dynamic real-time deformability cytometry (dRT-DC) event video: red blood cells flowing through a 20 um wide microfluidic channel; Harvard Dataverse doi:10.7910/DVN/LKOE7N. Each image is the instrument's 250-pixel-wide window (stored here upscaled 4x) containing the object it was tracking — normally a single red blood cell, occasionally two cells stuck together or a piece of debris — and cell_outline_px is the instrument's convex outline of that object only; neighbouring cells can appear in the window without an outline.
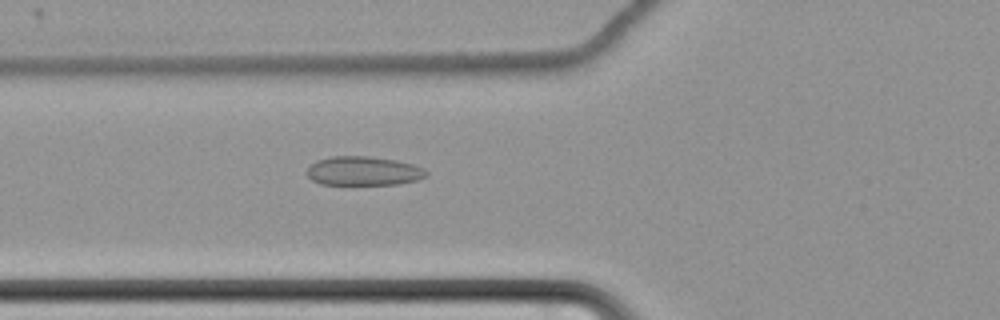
{"species": "common noctule bat (a hibernating species)", "species_latin": "Nyctalus noctula", "temperature_condition": "cold", "stored_images_in_passage": 63, "camera_frame_rate_fps": 3000, "um_per_image_px": 0.085, "animal": {"sex": "female", "body_mass_g": 22.7, "forearm_length_mm": 54.2}, "frame": {"image": 1, "passage_image": 26, "time_ms": 8.333, "image_size_px": [1000, 320], "cell_outline_px": [[428, 176], [416, 180], [400, 184], [320, 184], [312, 180], [308, 176], [308, 168], [316, 160], [332, 156], [368, 156], [396, 160], [412, 164], [424, 168], [428, 172]], "centroid_in_image_um": [30.92, 14.53], "position_along_channel_um": 94.9, "area_um2": 20.17}}
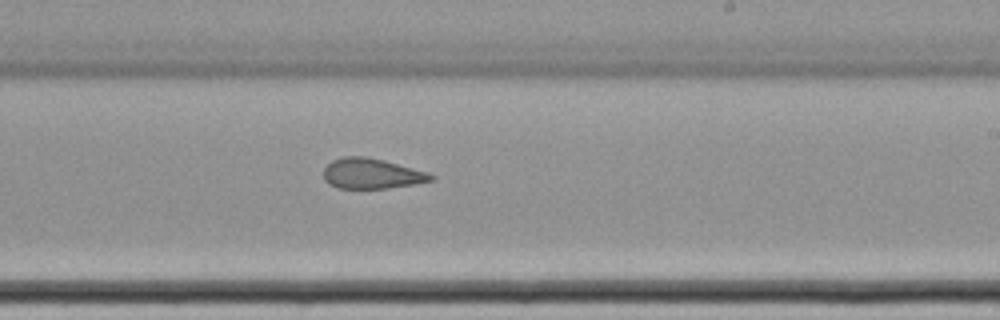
{"frame": {"image": 2, "passage_image": 40, "time_ms": 13.0, "image_size_px": [1000, 320], "cell_outline_px": [[436, 176], [432, 180], [412, 184], [388, 188], [336, 188], [328, 184], [324, 180], [324, 168], [332, 160], [344, 156], [368, 156], [384, 160], [428, 172]], "centroid_in_image_um": [31.56, 14.75], "position_along_channel_um": 257.4, "area_um2": 19.02}}
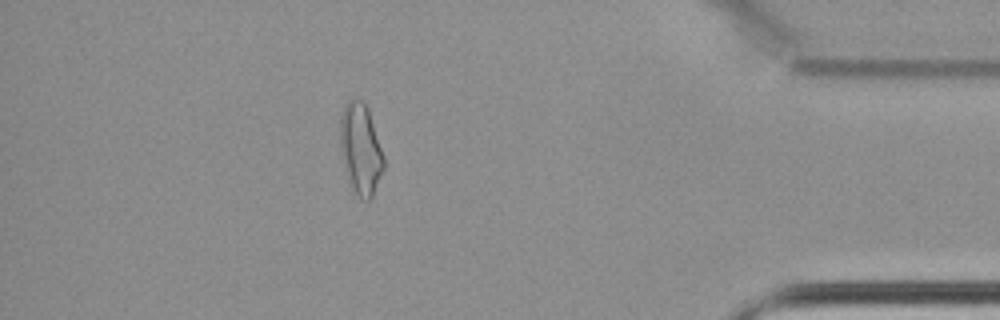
{"frame": {"image": 3, "passage_image": 56, "time_ms": 18.333, "image_size_px": [1000, 320], "cell_outline_px": [[384, 168], [372, 200], [360, 200], [352, 192], [348, 184], [340, 152], [340, 116], [344, 104], [348, 100], [360, 100], [368, 108], [384, 156]], "centroid_in_image_um": [30.64, 12.75], "position_along_channel_um": 404.6, "area_um2": 23.7}, "authors_computed_cell_mechanics": {"area_um2": 21.964, "velocity_mm_per_s": 3.4811, "shape_relaxation_time_tau1_ms": null, "shape_relaxation_time_tau2_ms": 2.9813, "deformation_change_tau1": null, "deformation_change_tau2": 0.1071}}